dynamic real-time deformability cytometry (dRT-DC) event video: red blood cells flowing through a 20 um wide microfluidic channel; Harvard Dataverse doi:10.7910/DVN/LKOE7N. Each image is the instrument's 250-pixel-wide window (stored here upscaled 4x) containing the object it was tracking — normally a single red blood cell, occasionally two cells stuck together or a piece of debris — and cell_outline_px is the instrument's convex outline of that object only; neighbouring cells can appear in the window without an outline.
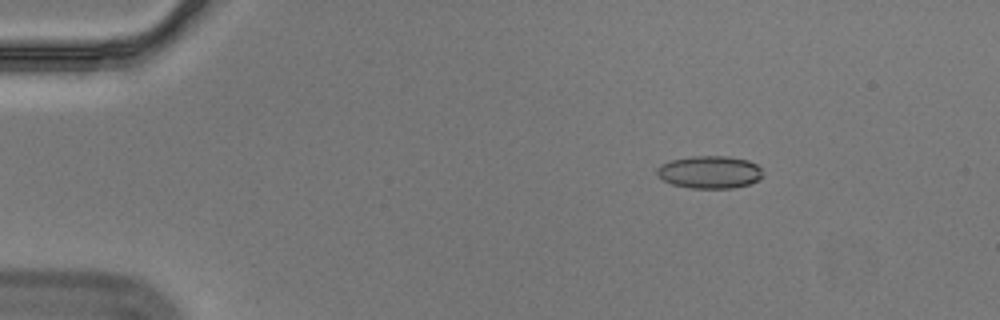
{"species": "Egyptian fruit bat (a non-hibernating species)", "species_latin": "Rousettus aegyptiacus", "temperature_condition": "cold", "stored_images_in_passage": 57, "camera_frame_rate_fps": 3000, "um_per_image_px": 0.085, "animal": {"sex": "male"}, "frame": {"image": 1, "passage_image": 9, "time_ms": 2.667, "image_size_px": [1000, 320], "cell_outline_px": [[764, 176], [760, 180], [748, 184], [732, 188], [692, 188], [672, 184], [664, 180], [656, 172], [656, 168], [660, 164], [672, 160], [692, 156], [728, 156], [748, 160], [756, 164], [760, 168]], "centroid_in_image_um": [60.34, 14.62], "position_along_channel_um": 24.7, "area_um2": 20.11}}
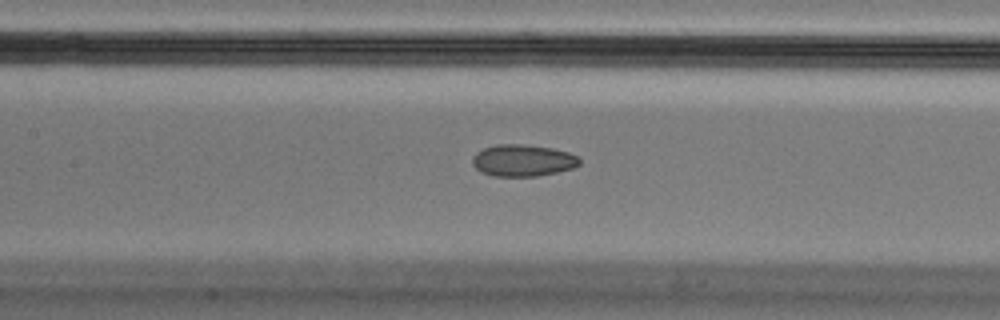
{"frame": {"image": 2, "passage_image": 27, "time_ms": 8.667, "image_size_px": [1000, 320], "cell_outline_px": [[580, 164], [572, 168], [556, 172], [536, 176], [492, 176], [480, 172], [472, 164], [472, 156], [476, 152], [484, 148], [496, 144], [524, 144], [552, 148], [568, 152], [580, 156]], "centroid_in_image_um": [44.42, 13.63], "position_along_channel_um": 163.0, "area_um2": 20.0}}
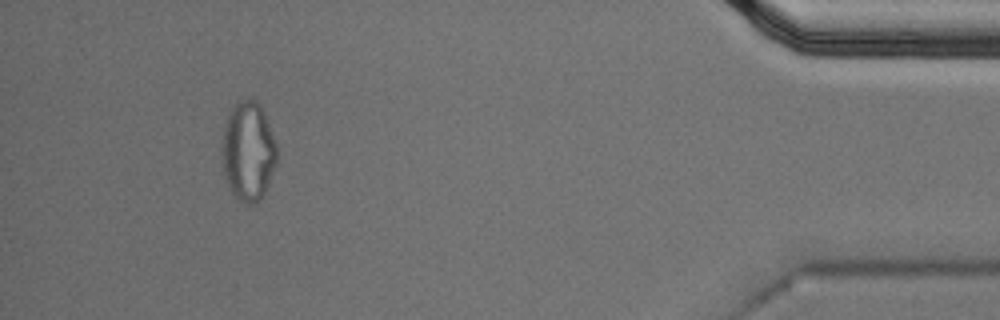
{"frame": {"image": 3, "passage_image": 53, "time_ms": 17.333, "image_size_px": [1000, 320], "cell_outline_px": [[280, 152], [268, 188], [264, 196], [260, 200], [252, 204], [248, 204], [240, 200], [232, 192], [224, 176], [220, 160], [220, 148], [224, 128], [228, 116], [232, 108], [240, 100], [248, 96], [256, 100], [260, 104], [264, 112], [276, 140]], "centroid_in_image_um": [21.12, 12.85], "position_along_channel_um": 414.1, "area_um2": 32.77}, "authors_computed_cell_mechanics": {"area_um2": 20.1144, "velocity_mm_per_s": 3.5536, "shape_relaxation_time_tau1_ms": null, "shape_relaxation_time_tau2_ms": 3.0666, "deformation_change_tau1": null, "deformation_change_tau2": 0.0798}}